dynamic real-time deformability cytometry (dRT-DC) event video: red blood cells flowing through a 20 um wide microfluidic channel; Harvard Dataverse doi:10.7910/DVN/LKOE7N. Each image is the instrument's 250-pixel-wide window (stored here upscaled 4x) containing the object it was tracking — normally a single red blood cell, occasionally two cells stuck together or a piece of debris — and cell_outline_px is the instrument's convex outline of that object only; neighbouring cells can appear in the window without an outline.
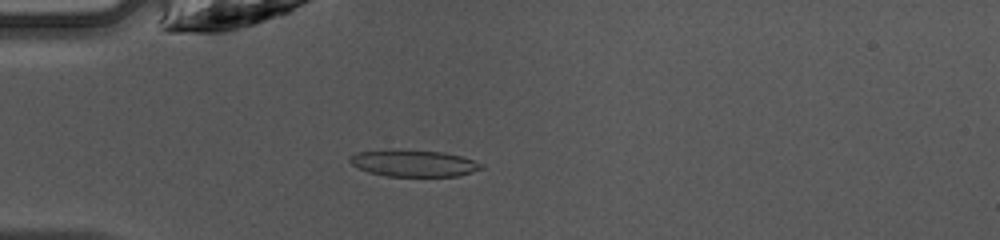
{"species": "common noctule bat (a hibernating species)", "species_latin": "Nyctalus noctula", "temperature_condition": "warm", "stored_images_in_passage": 47, "camera_frame_rate_fps": 3000, "um_per_image_px": 0.085, "animal": {"sex": "female", "body_mass_g": 10.0, "forearm_length_mm": 53.1}, "frame": {"image": 1, "passage_image": 13, "time_ms": 4.0, "image_size_px": [1000, 240], "cell_outline_px": [[484, 168], [472, 172], [456, 176], [388, 176], [368, 172], [352, 164], [348, 160], [348, 156], [356, 152], [444, 152], [476, 160], [484, 164]], "centroid_in_image_um": [35.24, 13.92], "position_along_channel_um": 49.8, "area_um2": 19.59}}
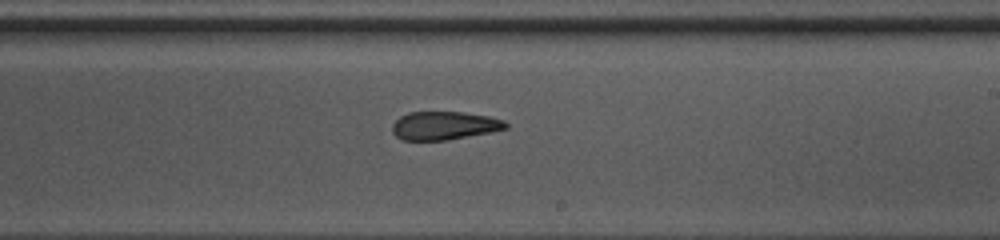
{"frame": {"image": 2, "passage_image": 28, "time_ms": 9.0, "image_size_px": [1000, 240], "cell_outline_px": [[508, 128], [492, 132], [448, 140], [400, 140], [392, 132], [392, 124], [400, 116], [408, 112], [464, 112], [488, 116], [504, 120], [508, 124]], "centroid_in_image_um": [37.76, 10.68], "position_along_channel_um": 251.2, "area_um2": 18.9}}
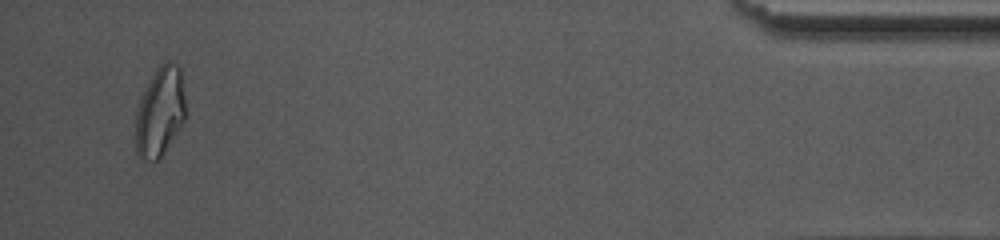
{"frame": {"image": 3, "passage_image": 45, "time_ms": 14.667, "image_size_px": [1000, 240], "cell_outline_px": [[188, 112], [184, 120], [160, 160], [140, 160], [136, 152], [136, 112], [140, 100], [156, 68], [160, 64], [168, 60], [176, 64], [180, 68]], "centroid_in_image_um": [13.63, 9.52], "position_along_channel_um": 421.6, "area_um2": 26.3}, "authors_computed_cell_mechanics": {"area_um2": 20.519, "velocity_mm_per_s": 4.2393, "shape_relaxation_time_tau1_ms": null, "shape_relaxation_time_tau2_ms": 4.8431, "deformation_change_tau1": null, "deformation_change_tau2": 0.1119}}